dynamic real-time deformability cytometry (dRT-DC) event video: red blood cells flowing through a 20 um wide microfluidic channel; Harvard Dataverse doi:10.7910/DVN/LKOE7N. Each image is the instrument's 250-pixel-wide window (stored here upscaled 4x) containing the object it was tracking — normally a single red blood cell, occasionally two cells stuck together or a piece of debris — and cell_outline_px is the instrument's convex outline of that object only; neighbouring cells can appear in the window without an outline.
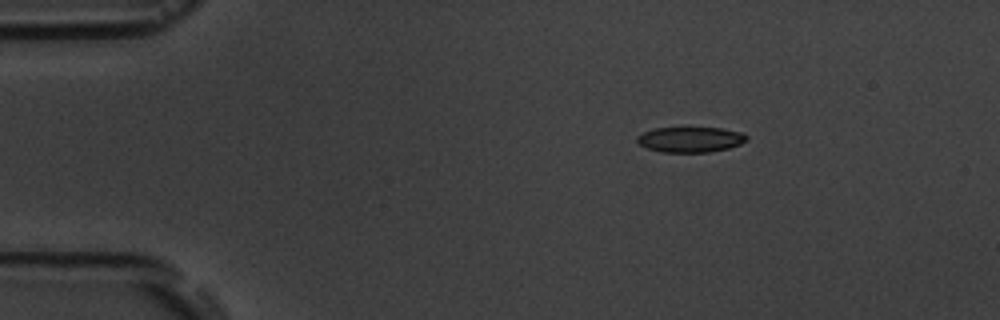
{"species": "common noctule bat (a hibernating species)", "species_latin": "Nyctalus noctula", "temperature_condition": "room temperature", "stored_images_in_passage": 3, "camera_frame_rate_fps": 3000, "um_per_image_px": 0.085, "animal": {"sex": "male", "body_mass_g": 19.5, "forearm_length_mm": 54.6}, "frame": {"image": 1, "passage_image": 1, "time_ms": 0.0, "image_size_px": [1000, 320], "cell_outline_px": [[748, 140], [740, 144], [728, 148], [712, 152], [660, 152], [648, 148], [640, 144], [636, 140], [636, 136], [644, 132], [656, 128], [720, 128], [740, 132], [748, 136]], "centroid_in_image_um": [58.69, 11.86], "position_along_channel_um": 26.3, "area_um2": 16.13}}